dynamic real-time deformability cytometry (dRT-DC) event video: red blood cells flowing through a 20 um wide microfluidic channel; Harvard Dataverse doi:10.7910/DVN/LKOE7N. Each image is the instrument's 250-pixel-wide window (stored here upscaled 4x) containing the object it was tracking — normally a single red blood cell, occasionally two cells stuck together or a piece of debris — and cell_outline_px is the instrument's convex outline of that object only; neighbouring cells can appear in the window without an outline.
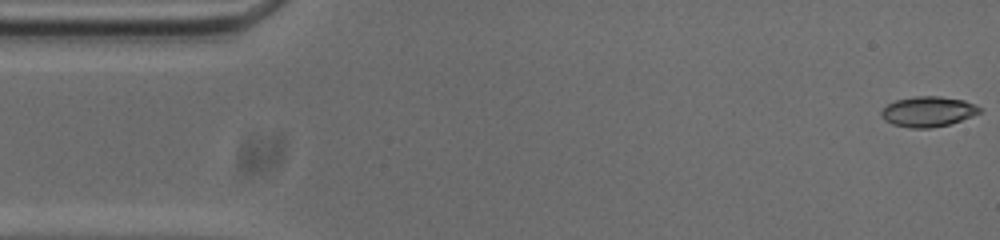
{"species": "common noctule bat (a hibernating species)", "species_latin": "Nyctalus noctula", "temperature_condition": "cold", "stored_images_in_passage": 53, "camera_frame_rate_fps": 3000, "um_per_image_px": 0.085, "animal": {"sex": "male", "body_mass_g": 20.0, "forearm_length_mm": 53.3}, "frame": {"image": 1, "passage_image": 1, "time_ms": 0.0, "image_size_px": [1000, 240], "cell_outline_px": [[980, 112], [972, 116], [948, 124], [928, 128], [912, 128], [892, 124], [884, 120], [880, 112], [888, 104], [896, 100], [916, 96], [940, 96], [964, 100], [976, 104], [980, 108]], "centroid_in_image_um": [78.88, 9.47], "position_along_channel_um": 6.1, "area_um2": 17.17}}
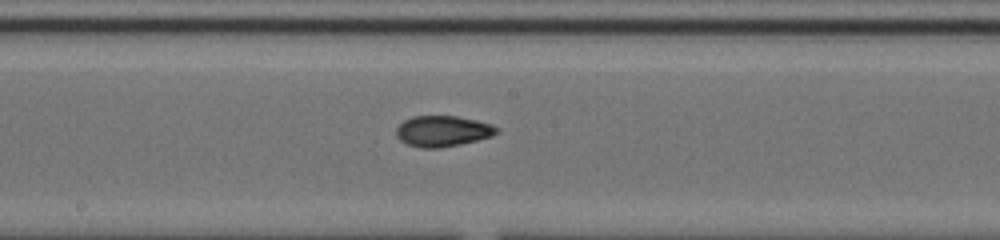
{"frame": {"image": 2, "passage_image": 27, "time_ms": 8.667, "image_size_px": [1000, 240], "cell_outline_px": [[500, 132], [492, 136], [460, 144], [440, 148], [420, 148], [408, 144], [400, 140], [396, 136], [396, 128], [404, 120], [412, 116], [456, 116], [476, 120], [492, 124], [500, 128]], "centroid_in_image_um": [37.64, 11.14], "position_along_channel_um": 210.6, "area_um2": 18.15}}
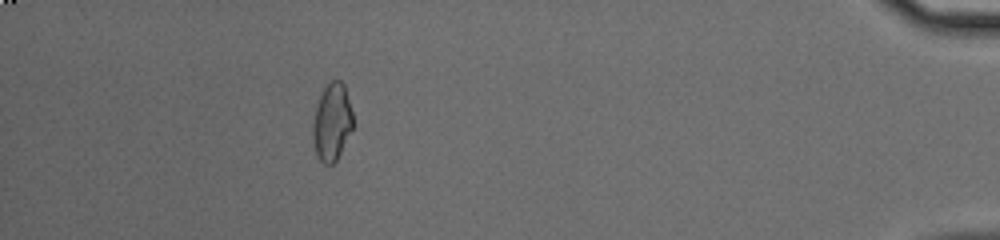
{"frame": {"image": 3, "passage_image": 48, "time_ms": 15.667, "image_size_px": [1000, 240], "cell_outline_px": [[352, 128], [336, 160], [332, 164], [324, 164], [320, 160], [316, 152], [312, 136], [312, 124], [316, 108], [320, 96], [324, 88], [332, 80], [340, 80], [344, 84], [352, 112]], "centroid_in_image_um": [28.2, 10.37], "position_along_channel_um": 407.0, "area_um2": 17.69}, "authors_computed_cell_mechanics": {"area_um2": 17.8024, "velocity_mm_per_s": 3.7415, "shape_relaxation_time_tau1_ms": null, "shape_relaxation_time_tau2_ms": 3.1103, "deformation_change_tau1": null, "deformation_change_tau2": 0.065}}